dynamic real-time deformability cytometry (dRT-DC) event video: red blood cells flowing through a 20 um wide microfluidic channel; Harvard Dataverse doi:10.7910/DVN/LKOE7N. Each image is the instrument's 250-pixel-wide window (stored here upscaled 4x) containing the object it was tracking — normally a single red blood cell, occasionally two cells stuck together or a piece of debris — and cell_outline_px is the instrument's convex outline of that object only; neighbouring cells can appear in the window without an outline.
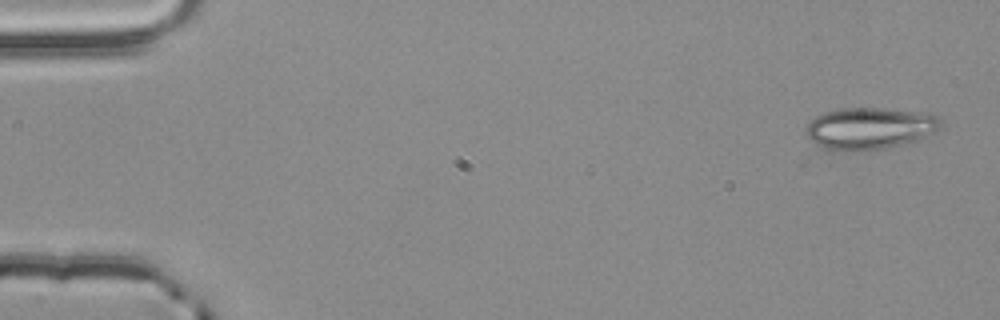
{"species": "common noctule bat (a hibernating species)", "species_latin": "Nyctalus noctula", "temperature_condition": "room temperature", "stored_images_in_passage": 4, "camera_frame_rate_fps": 3000, "um_per_image_px": 0.085, "animal": {"sex": "male", "body_mass_g": 20.4}, "frame": {"image": 1, "passage_image": 1, "time_ms": 0.0, "image_size_px": [1000, 320], "cell_outline_px": [[940, 128], [920, 140], [912, 144], [888, 148], [832, 152], [828, 152], [820, 148], [804, 132], [804, 128], [816, 116], [824, 112], [844, 108], [884, 108], [916, 112], [936, 116], [940, 120]], "centroid_in_image_um": [73.88, 10.94], "position_along_channel_um": 11.1, "area_um2": 33.23}}